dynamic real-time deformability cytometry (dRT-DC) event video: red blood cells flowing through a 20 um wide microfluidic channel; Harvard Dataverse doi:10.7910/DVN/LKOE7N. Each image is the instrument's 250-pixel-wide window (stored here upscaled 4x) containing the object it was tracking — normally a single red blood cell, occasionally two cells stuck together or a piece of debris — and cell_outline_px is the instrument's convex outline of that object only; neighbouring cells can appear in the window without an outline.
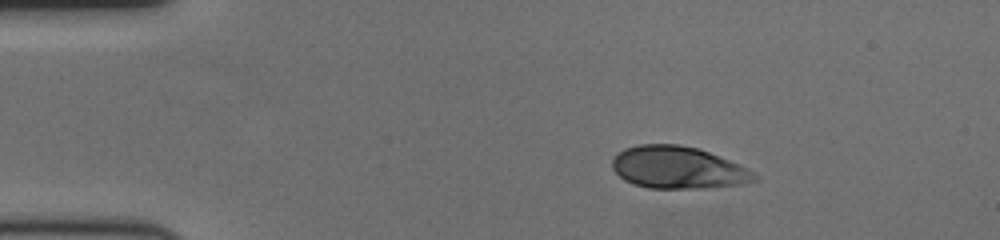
{"species": "human", "species_latin": "Homo sapiens", "temperature_condition": "cold", "stored_images_in_passage": 51, "camera_frame_rate_fps": 3000, "um_per_image_px": 0.085, "donor": {"sex": "female"}, "frame": {"image": 1, "passage_image": 1, "time_ms": 0.0, "image_size_px": [1000, 240], "cell_outline_px": [[760, 180], [740, 184], [704, 188], [648, 188], [632, 184], [624, 180], [612, 168], [612, 156], [624, 148], [640, 144], [676, 144], [696, 148], [708, 152], [728, 160], [760, 176]], "centroid_in_image_um": [57.58, 14.25], "position_along_channel_um": 27.4, "area_um2": 34.85}}
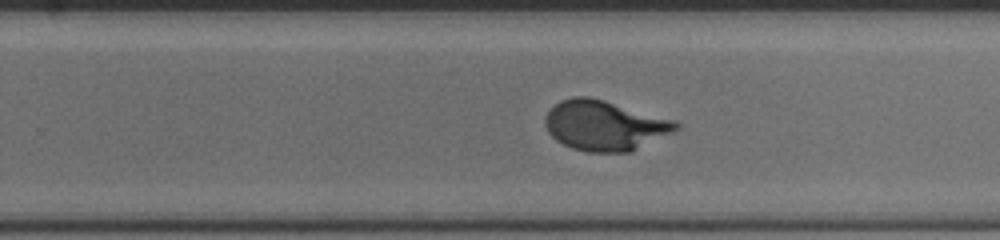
{"frame": {"image": 2, "passage_image": 29, "time_ms": 9.333, "image_size_px": [1000, 240], "cell_outline_px": [[680, 128], [676, 132], [632, 152], [588, 152], [572, 148], [556, 140], [548, 132], [544, 124], [544, 116], [560, 100], [572, 96], [588, 96], [604, 100], [676, 120], [680, 124]], "centroid_in_image_um": [51.44, 10.67], "position_along_channel_um": 278.4, "area_um2": 38.61}}
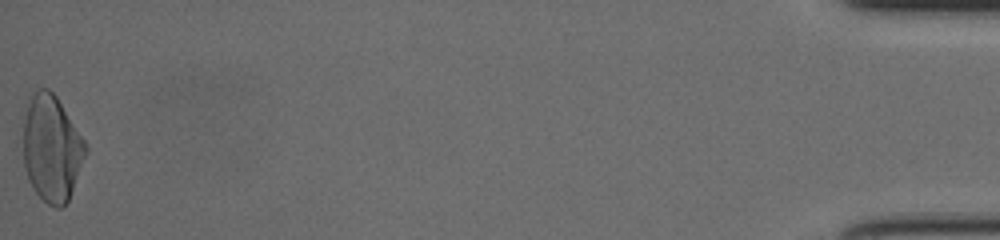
{"frame": {"image": 3, "passage_image": 51, "time_ms": 16.667, "image_size_px": [1000, 240], "cell_outline_px": [[88, 152], [68, 200], [60, 208], [56, 208], [48, 204], [32, 188], [28, 180], [24, 168], [24, 120], [28, 96], [36, 88], [48, 88], [56, 96], [84, 140], [88, 148]], "centroid_in_image_um": [4.38, 12.59], "position_along_channel_um": 430.8, "area_um2": 38.73}, "authors_computed_cell_mechanics": {"area_um2": 37.0498, "velocity_mm_per_s": 3.4416, "shape_relaxation_time_tau1_ms": 3.669, "shape_relaxation_time_tau2_ms": null, "deformation_change_tau1": 0.198, "deformation_change_tau2": null}}